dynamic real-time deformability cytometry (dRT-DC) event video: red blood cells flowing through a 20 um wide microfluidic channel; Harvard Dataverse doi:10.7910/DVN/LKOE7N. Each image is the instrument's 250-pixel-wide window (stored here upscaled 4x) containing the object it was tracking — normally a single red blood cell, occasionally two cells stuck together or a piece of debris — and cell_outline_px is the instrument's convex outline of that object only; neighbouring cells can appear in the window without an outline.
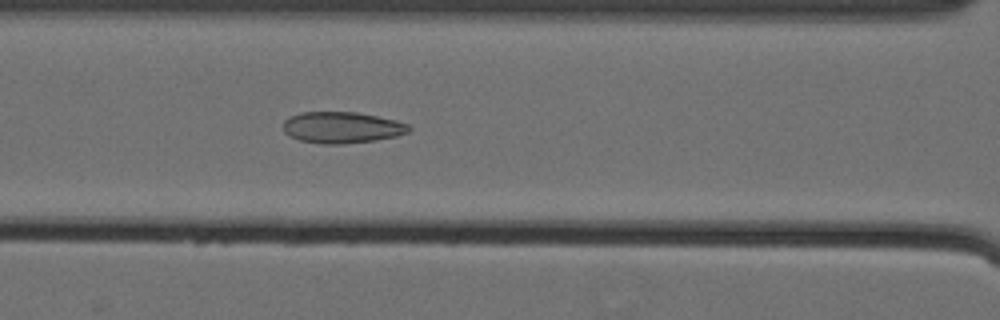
{"species": "Egyptian fruit bat (a non-hibernating species)", "species_latin": "Rousettus aegyptiacus", "temperature_condition": "cold", "stored_images_in_passage": 60, "camera_frame_rate_fps": 3000, "um_per_image_px": 0.085, "animal": {"sex": "female"}, "frame": {"image": 1, "passage_image": 29, "time_ms": 9.333, "image_size_px": [1000, 320], "cell_outline_px": [[412, 128], [408, 132], [396, 136], [376, 140], [344, 144], [324, 144], [300, 140], [288, 136], [284, 132], [284, 120], [300, 112], [356, 112], [396, 120], [408, 124]], "centroid_in_image_um": [29.06, 10.84], "position_along_channel_um": 137.5, "area_um2": 22.95}}
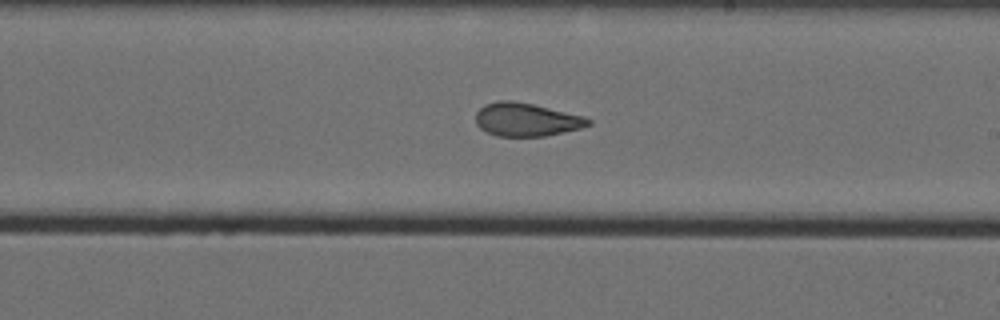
{"frame": {"image": 2, "passage_image": 38, "time_ms": 12.333, "image_size_px": [1000, 320], "cell_outline_px": [[592, 124], [580, 128], [544, 136], [496, 136], [480, 128], [476, 124], [476, 112], [484, 104], [500, 100], [512, 100], [532, 104], [584, 116], [592, 120]], "centroid_in_image_um": [44.73, 10.16], "position_along_channel_um": 244.3, "area_um2": 21.73}}
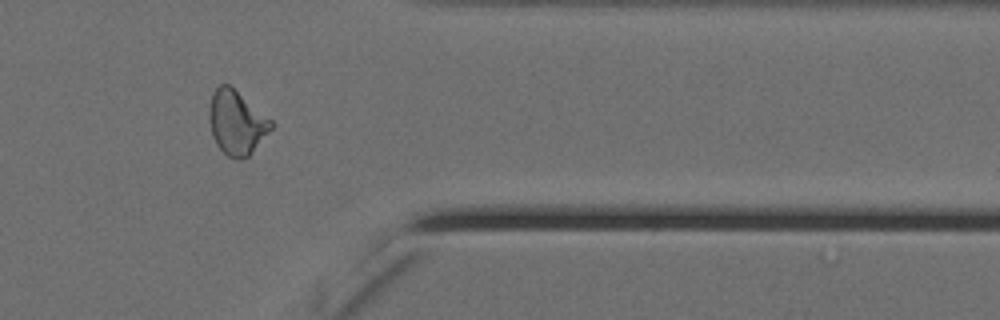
{"frame": {"image": 3, "passage_image": 51, "time_ms": 16.667, "image_size_px": [1000, 320], "cell_outline_px": [[276, 124], [252, 152], [248, 156], [240, 160], [228, 156], [216, 144], [212, 136], [208, 120], [208, 112], [212, 92], [220, 84], [228, 84], [272, 120]], "centroid_in_image_um": [20.1, 10.42], "position_along_channel_um": 391.3, "area_um2": 23.12}, "authors_computed_cell_mechanics": {"area_um2": 23.7558, "velocity_mm_per_s": 3.5667, "shape_relaxation_time_tau1_ms": 5.8749, "shape_relaxation_time_tau2_ms": 1.83, "deformation_change_tau1": 0.1571, "deformation_change_tau2": 0.0923}}